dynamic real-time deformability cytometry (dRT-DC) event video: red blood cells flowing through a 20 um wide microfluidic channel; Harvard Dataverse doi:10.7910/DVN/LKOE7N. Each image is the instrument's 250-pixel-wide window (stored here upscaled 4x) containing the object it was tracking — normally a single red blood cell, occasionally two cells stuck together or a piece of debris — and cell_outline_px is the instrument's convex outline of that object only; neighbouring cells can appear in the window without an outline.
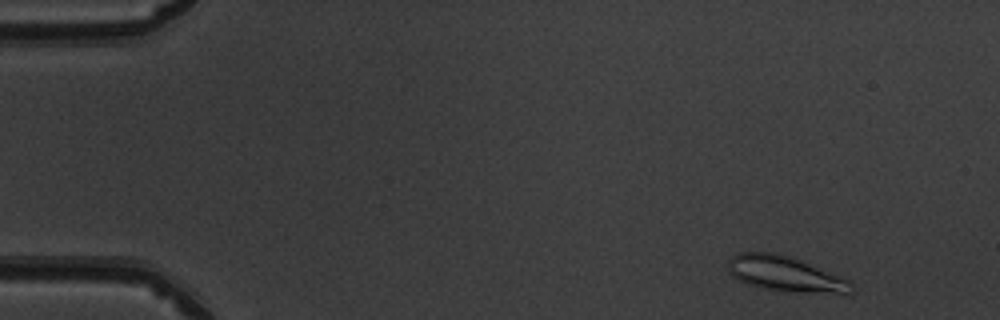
{"species": "common noctule bat (a hibernating species)", "species_latin": "Nyctalus noctula", "temperature_condition": "warm", "stored_images_in_passage": 49, "camera_frame_rate_fps": 3000, "um_per_image_px": 0.085, "animal": {"sex": "male", "body_mass_g": 19.5, "forearm_length_mm": 54.6}, "frame": {"image": 1, "passage_image": 3, "time_ms": 0.667, "image_size_px": [1000, 320], "cell_outline_px": [[856, 288], [848, 296], [760, 288], [744, 284], [732, 276], [728, 272], [728, 264], [732, 256], [736, 252], [776, 252], [800, 260], [840, 276], [848, 280]], "centroid_in_image_um": [66.79, 23.31], "position_along_channel_um": 18.2, "area_um2": 25.78}}
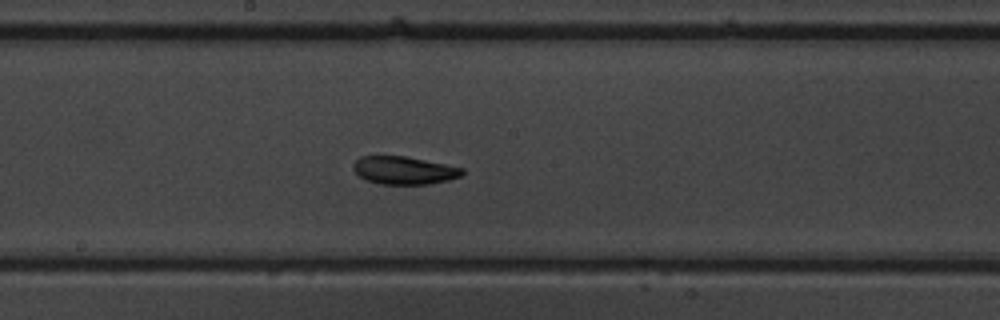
{"frame": {"image": 2, "passage_image": 26, "time_ms": 8.333, "image_size_px": [1000, 320], "cell_outline_px": [[464, 172], [460, 176], [448, 180], [428, 184], [380, 184], [364, 180], [352, 168], [352, 164], [360, 156], [404, 156], [464, 168]], "centroid_in_image_um": [34.31, 14.48], "position_along_channel_um": 213.9, "area_um2": 17.63}}
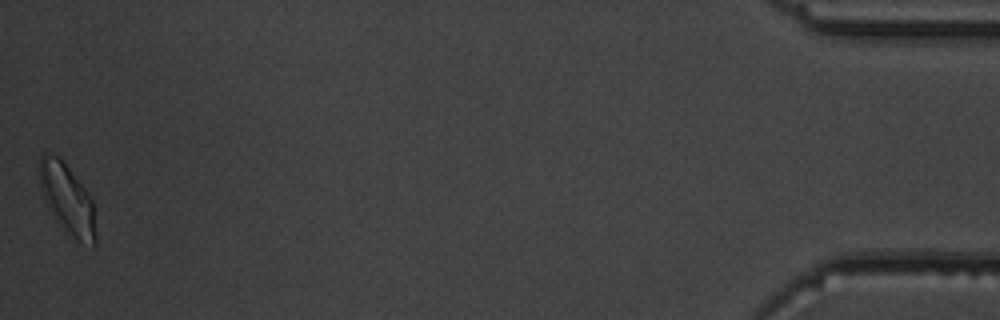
{"frame": {"image": 3, "passage_image": 49, "time_ms": 16.0, "image_size_px": [1000, 320], "cell_outline_px": [[96, 244], [92, 244], [80, 240], [56, 220], [52, 216], [44, 200], [40, 188], [40, 156], [44, 152], [56, 156], [68, 168], [88, 192], [92, 200], [96, 236]], "centroid_in_image_um": [5.7, 16.88], "position_along_channel_um": 429.5, "area_um2": 22.02}, "authors_computed_cell_mechanics": {"area_um2": 18.785, "velocity_mm_per_s": 3.9829, "shape_relaxation_time_tau1_ms": 4.9137, "shape_relaxation_time_tau2_ms": 3.6307, "deformation_change_tau1": 0.1557, "deformation_change_tau2": 0.0893}}